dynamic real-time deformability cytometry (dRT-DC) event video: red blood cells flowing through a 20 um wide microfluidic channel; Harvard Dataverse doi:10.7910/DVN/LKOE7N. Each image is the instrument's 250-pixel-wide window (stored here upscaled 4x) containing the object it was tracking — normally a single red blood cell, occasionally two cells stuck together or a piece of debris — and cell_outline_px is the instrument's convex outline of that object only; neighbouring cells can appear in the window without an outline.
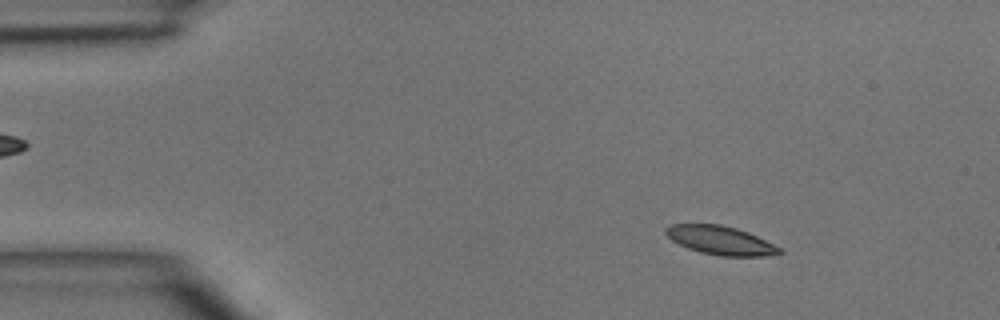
{"species": "common noctule bat (a hibernating species)", "species_latin": "Nyctalus noctula", "temperature_condition": "room temperature", "stored_images_in_passage": 2, "camera_frame_rate_fps": 3000, "um_per_image_px": 0.085, "animal": {"sex": "male", "body_mass_g": 15.6}, "frame": {"image": 1, "passage_image": 1, "time_ms": 0.0, "image_size_px": [1000, 320], "cell_outline_px": [[784, 252], [768, 256], [720, 256], [700, 252], [688, 248], [672, 240], [664, 232], [664, 228], [672, 224], [720, 224], [736, 228], [748, 232], [780, 248]], "centroid_in_image_um": [61.22, 20.43], "position_along_channel_um": 23.8, "area_um2": 18.84}}